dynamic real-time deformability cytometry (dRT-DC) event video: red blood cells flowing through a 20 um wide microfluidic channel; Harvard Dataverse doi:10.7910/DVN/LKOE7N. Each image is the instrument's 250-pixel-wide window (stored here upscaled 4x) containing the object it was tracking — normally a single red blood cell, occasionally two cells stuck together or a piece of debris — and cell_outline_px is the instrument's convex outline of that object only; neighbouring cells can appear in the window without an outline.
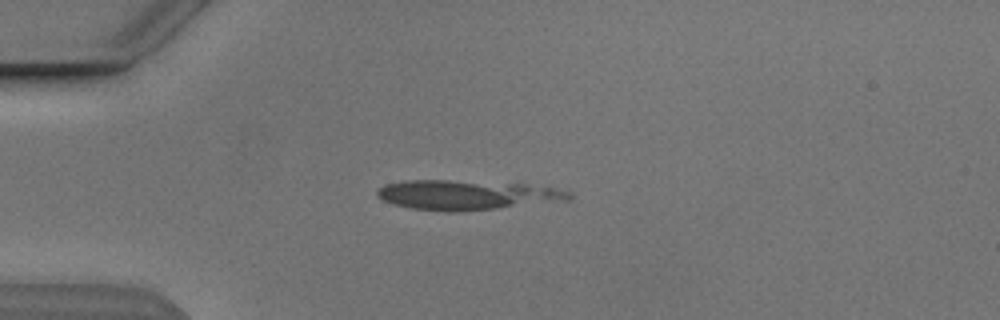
{"species": "Egyptian fruit bat (a non-hibernating species)", "species_latin": "Rousettus aegyptiacus", "temperature_condition": "cold", "stored_images_in_passage": 14, "camera_frame_rate_fps": 3000, "um_per_image_px": 0.085, "animal": {"sex": "male"}, "frame": {"image": 1, "passage_image": 12, "time_ms": 3.667, "image_size_px": [1000, 320], "cell_outline_px": [[572, 196], [568, 200], [460, 212], [448, 212], [408, 208], [392, 204], [376, 196], [376, 192], [384, 184], [404, 180], [448, 180], [528, 184], [568, 188], [572, 192]], "centroid_in_image_um": [39.72, 16.56], "position_along_channel_um": 45.3, "area_um2": 33.64}}